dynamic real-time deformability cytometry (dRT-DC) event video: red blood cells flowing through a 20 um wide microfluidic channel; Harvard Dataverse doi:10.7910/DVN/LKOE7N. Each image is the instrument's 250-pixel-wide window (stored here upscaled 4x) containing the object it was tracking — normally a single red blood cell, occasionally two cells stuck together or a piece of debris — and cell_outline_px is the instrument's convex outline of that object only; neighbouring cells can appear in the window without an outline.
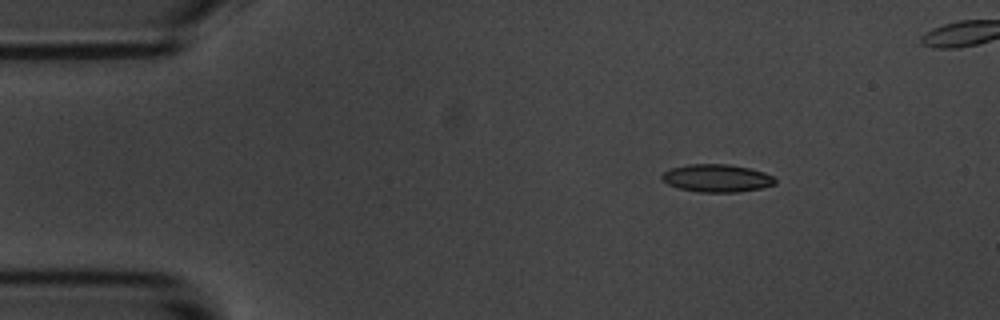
{"species": "common noctule bat (a hibernating species)", "species_latin": "Nyctalus noctula", "temperature_condition": "room temperature", "stored_images_in_passage": 4, "camera_frame_rate_fps": 3000, "um_per_image_px": 0.085, "animal": {"sex": "male", "body_mass_g": 20.1, "forearm_length_mm": 53.5}, "frame": {"image": 1, "passage_image": 1, "time_ms": 0.0, "image_size_px": [1000, 320], "cell_outline_px": [[776, 184], [760, 188], [736, 192], [700, 192], [680, 188], [668, 184], [660, 176], [664, 172], [672, 168], [688, 164], [728, 164], [748, 168], [764, 172], [772, 176], [776, 180]], "centroid_in_image_um": [60.94, 15.14], "position_along_channel_um": 24.1, "area_um2": 18.09}}